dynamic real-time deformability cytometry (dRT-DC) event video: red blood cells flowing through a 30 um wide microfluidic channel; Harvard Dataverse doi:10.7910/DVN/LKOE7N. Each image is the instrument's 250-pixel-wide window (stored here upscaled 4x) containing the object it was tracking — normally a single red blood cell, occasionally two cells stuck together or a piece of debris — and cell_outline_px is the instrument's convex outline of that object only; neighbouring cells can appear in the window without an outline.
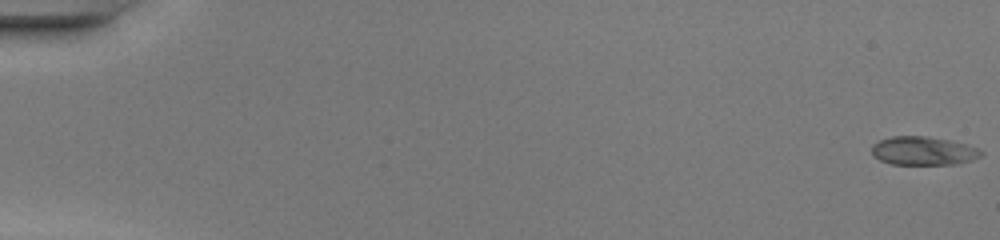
{"species": "common noctule bat (a hibernating species)", "species_latin": "Nyctalus noctula", "temperature_condition": "warm", "stored_images_in_passage": 49, "camera_frame_rate_fps": 3000, "um_per_image_px": 0.085, "animal": {"sex": "female", "body_mass_g": 20.0, "forearm_length_mm": 54.0}, "frame": {"image": 1, "passage_image": 1, "time_ms": 0.0, "image_size_px": [1000, 240], "cell_outline_px": [[984, 156], [972, 160], [956, 164], [892, 164], [880, 160], [872, 156], [872, 144], [880, 140], [892, 136], [928, 136], [948, 140], [964, 144], [976, 148], [984, 152]], "centroid_in_image_um": [78.48, 12.82], "position_along_channel_um": 6.5, "area_um2": 18.21}}
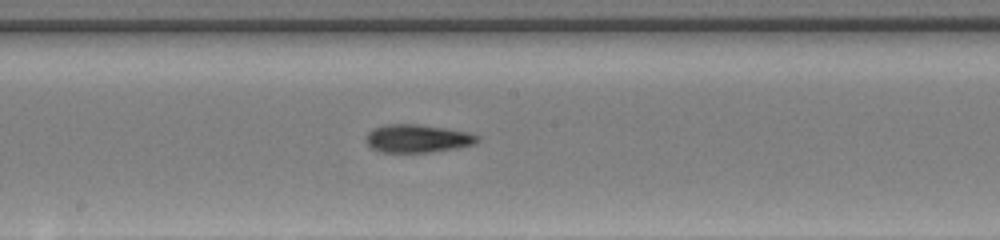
{"frame": {"image": 2, "passage_image": 28, "time_ms": 9.0, "image_size_px": [1000, 240], "cell_outline_px": [[480, 140], [476, 144], [456, 148], [432, 152], [380, 152], [372, 148], [364, 140], [364, 136], [372, 128], [384, 124], [420, 124], [448, 128], [468, 132], [480, 136]], "centroid_in_image_um": [35.48, 11.76], "position_along_channel_um": 212.7, "area_um2": 18.61}}
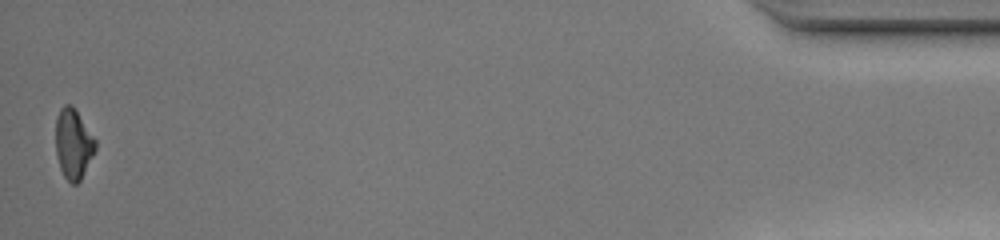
{"frame": {"image": 3, "passage_image": 49, "time_ms": 16.0, "image_size_px": [1000, 240], "cell_outline_px": [[96, 148], [80, 180], [76, 184], [72, 184], [64, 176], [60, 168], [56, 156], [56, 116], [60, 108], [64, 104], [72, 104], [96, 140]], "centroid_in_image_um": [6.21, 12.2], "position_along_channel_um": 429.0, "area_um2": 16.13}, "authors_computed_cell_mechanics": {"area_um2": 17.8602, "velocity_mm_per_s": 4.3175, "shape_relaxation_time_tau1_ms": 2.7636, "shape_relaxation_time_tau2_ms": 2.6204, "deformation_change_tau1": 0.1986, "deformation_change_tau2": 0.1224}}